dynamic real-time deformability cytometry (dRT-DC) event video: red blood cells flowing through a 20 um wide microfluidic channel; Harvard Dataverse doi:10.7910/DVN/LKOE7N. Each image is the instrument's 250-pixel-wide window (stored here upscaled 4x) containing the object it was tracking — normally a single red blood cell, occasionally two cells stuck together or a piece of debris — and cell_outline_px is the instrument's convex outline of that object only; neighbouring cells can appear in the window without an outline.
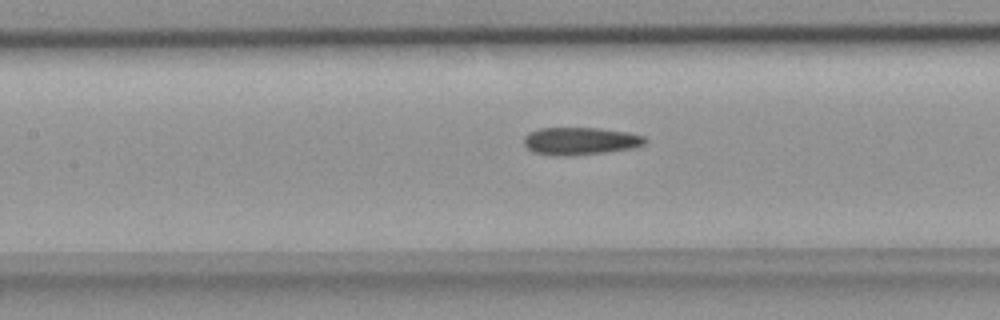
{"species": "common noctule bat (a hibernating species)", "species_latin": "Nyctalus noctula", "temperature_condition": "room temperature", "stored_images_in_passage": 35, "camera_frame_rate_fps": 3000, "um_per_image_px": 0.085, "animal": {"sex": "female", "body_mass_g": 18.4}, "frame": {"image": 1, "passage_image": 11, "time_ms": 3.333, "image_size_px": [1000, 320], "cell_outline_px": [[648, 140], [644, 144], [632, 148], [604, 152], [564, 156], [532, 152], [524, 144], [524, 136], [528, 132], [540, 128], [600, 128], [628, 132], [644, 136]], "centroid_in_image_um": [49.32, 11.97], "position_along_channel_um": 158.1, "area_um2": 19.36}}
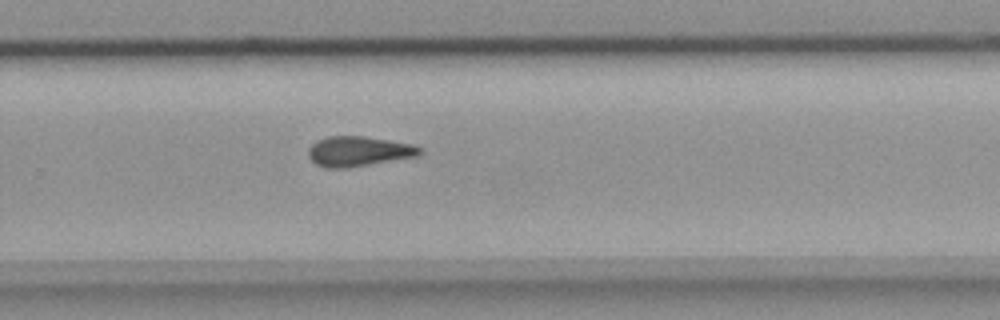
{"frame": {"image": 2, "passage_image": 21, "time_ms": 6.667, "image_size_px": [1000, 320], "cell_outline_px": [[424, 152], [420, 156], [344, 168], [328, 168], [316, 164], [308, 156], [308, 148], [316, 140], [328, 136], [364, 136], [412, 144], [420, 148]], "centroid_in_image_um": [30.48, 12.86], "position_along_channel_um": 299.3, "area_um2": 19.48}}
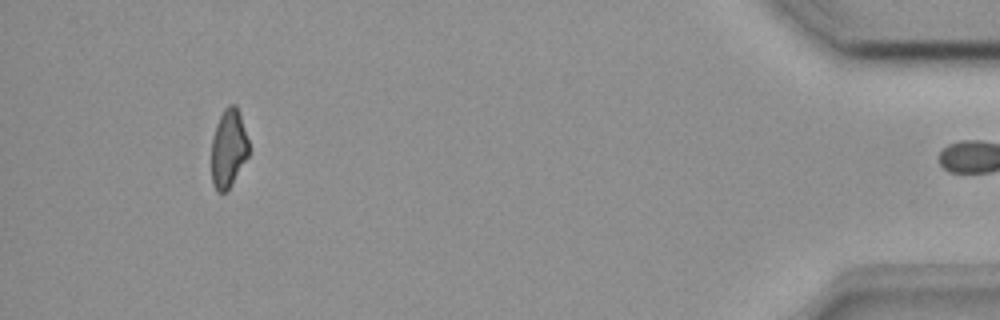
{"frame": {"image": 3, "passage_image": 34, "time_ms": 11.0, "image_size_px": [1000, 320], "cell_outline_px": [[248, 156], [232, 184], [224, 192], [216, 192], [212, 184], [212, 140], [216, 124], [224, 108], [228, 104], [236, 104], [248, 140]], "centroid_in_image_um": [19.41, 12.62], "position_along_channel_um": 415.8, "area_um2": 16.88}}